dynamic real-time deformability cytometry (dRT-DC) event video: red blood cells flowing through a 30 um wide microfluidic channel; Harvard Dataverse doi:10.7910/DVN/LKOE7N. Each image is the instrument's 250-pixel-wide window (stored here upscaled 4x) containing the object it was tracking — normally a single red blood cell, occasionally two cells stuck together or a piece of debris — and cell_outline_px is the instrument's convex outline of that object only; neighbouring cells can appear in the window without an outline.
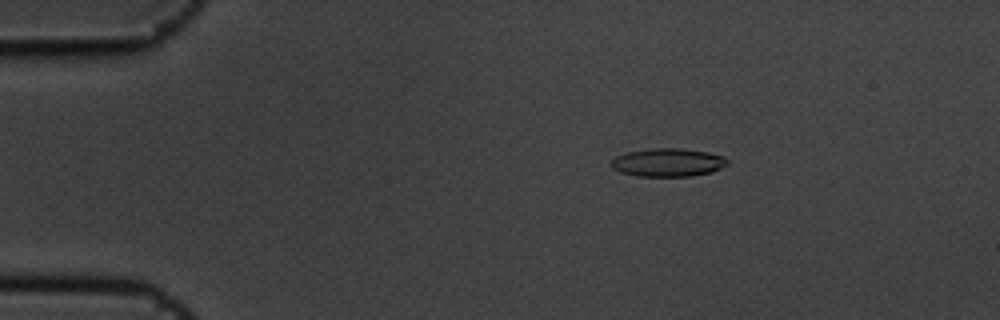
{"species": "common noctule bat (a hibernating species)", "species_latin": "Nyctalus noctula", "temperature_condition": "cold", "stored_images_in_passage": 4, "camera_frame_rate_fps": 3000, "um_per_image_px": 0.085, "animal": {"sex": "male", "body_mass_g": 19.5, "forearm_length_mm": 54.6}, "frame": {"image": 1, "passage_image": 2, "time_ms": 0.333, "image_size_px": [1000, 320], "cell_outline_px": [[728, 164], [712, 172], [692, 176], [636, 176], [620, 172], [612, 168], [608, 164], [616, 156], [628, 152], [652, 148], [680, 148], [708, 152], [724, 156], [728, 160]], "centroid_in_image_um": [56.76, 13.81], "position_along_channel_um": 28.2, "area_um2": 19.25}}